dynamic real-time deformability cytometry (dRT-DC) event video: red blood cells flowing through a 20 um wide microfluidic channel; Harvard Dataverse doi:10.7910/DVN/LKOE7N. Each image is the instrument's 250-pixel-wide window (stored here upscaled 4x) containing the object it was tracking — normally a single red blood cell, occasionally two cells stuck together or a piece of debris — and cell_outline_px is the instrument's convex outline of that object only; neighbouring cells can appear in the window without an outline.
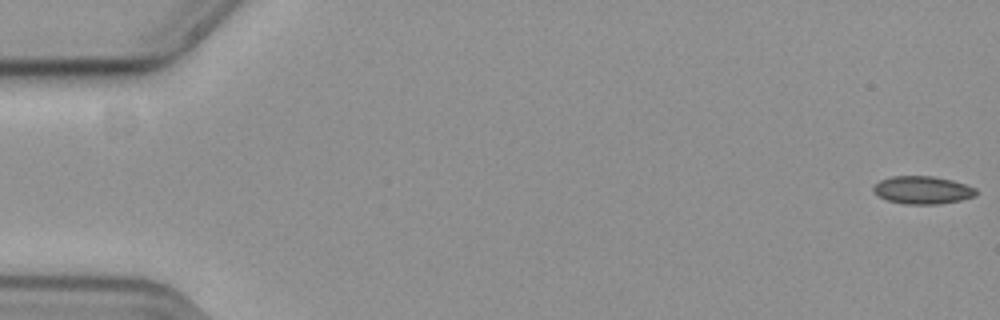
{"species": "common noctule bat (a hibernating species)", "species_latin": "Nyctalus noctula", "temperature_condition": "cold", "stored_images_in_passage": 58, "camera_frame_rate_fps": 3000, "um_per_image_px": 0.085, "animal": {"sex": "female", "body_mass_g": 19.3, "forearm_length_mm": 54.1}, "frame": {"image": 1, "passage_image": 1, "time_ms": 0.0, "image_size_px": [1000, 320], "cell_outline_px": [[976, 196], [960, 200], [936, 204], [904, 204], [888, 200], [880, 196], [872, 188], [880, 180], [892, 176], [932, 176], [952, 180], [976, 188]], "centroid_in_image_um": [78.43, 16.15], "position_along_channel_um": 6.6, "area_um2": 16.42}}
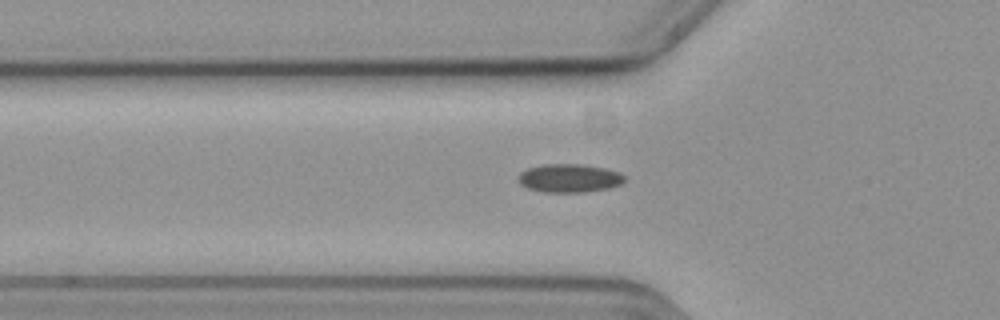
{"frame": {"image": 2, "passage_image": 20, "time_ms": 6.333, "image_size_px": [1000, 320], "cell_outline_px": [[624, 180], [620, 184], [608, 188], [584, 192], [544, 192], [528, 188], [520, 184], [520, 172], [528, 168], [544, 164], [584, 164], [604, 168], [620, 172], [624, 176]], "centroid_in_image_um": [48.4, 15.14], "position_along_channel_um": 77.4, "area_um2": 17.46}}
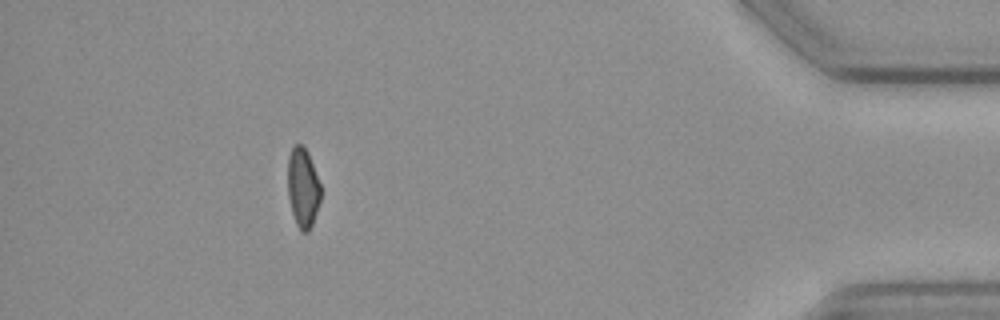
{"frame": {"image": 3, "passage_image": 52, "time_ms": 17.0, "image_size_px": [1000, 320], "cell_outline_px": [[320, 200], [312, 224], [308, 232], [300, 232], [296, 224], [292, 212], [288, 196], [288, 156], [292, 148], [296, 144], [300, 144], [308, 152], [320, 184]], "centroid_in_image_um": [25.73, 15.97], "position_along_channel_um": 409.5, "area_um2": 15.14}, "authors_computed_cell_mechanics": {"area_um2": 16.5886, "velocity_mm_per_s": 3.6677, "shape_relaxation_time_tau1_ms": null, "shape_relaxation_time_tau2_ms": 9.6787, "deformation_change_tau1": null, "deformation_change_tau2": 0.1344}}